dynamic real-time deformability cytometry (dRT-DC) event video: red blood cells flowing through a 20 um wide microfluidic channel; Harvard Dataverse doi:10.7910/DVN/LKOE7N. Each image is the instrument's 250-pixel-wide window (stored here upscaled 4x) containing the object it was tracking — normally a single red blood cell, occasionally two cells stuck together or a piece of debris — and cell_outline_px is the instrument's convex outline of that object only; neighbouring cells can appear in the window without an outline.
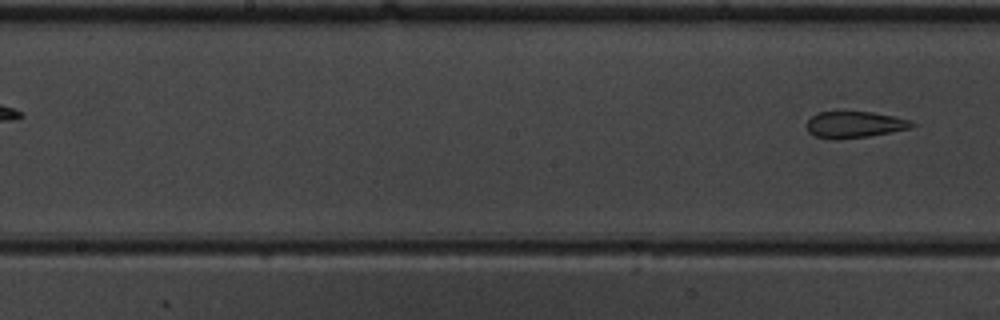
{"species": "common noctule bat (a hibernating species)", "species_latin": "Nyctalus noctula", "temperature_condition": "warm", "stored_images_in_passage": 6, "segment_of_instrument_passage": [2, 2], "camera_frame_rate_fps": 3000, "um_per_image_px": 0.085, "animal": {"sex": "male", "body_mass_g": 19.5, "forearm_length_mm": 54.6}, "frame": {"image": 1, "passage_image": 6, "time_ms": 1.667, "image_size_px": [1000, 320], "cell_outline_px": [[916, 124], [912, 128], [892, 132], [868, 136], [812, 136], [808, 132], [804, 124], [816, 112], [872, 112], [912, 120]], "centroid_in_image_um": [72.67, 10.55], "position_along_channel_um": 175.5, "area_um2": 15.66}}